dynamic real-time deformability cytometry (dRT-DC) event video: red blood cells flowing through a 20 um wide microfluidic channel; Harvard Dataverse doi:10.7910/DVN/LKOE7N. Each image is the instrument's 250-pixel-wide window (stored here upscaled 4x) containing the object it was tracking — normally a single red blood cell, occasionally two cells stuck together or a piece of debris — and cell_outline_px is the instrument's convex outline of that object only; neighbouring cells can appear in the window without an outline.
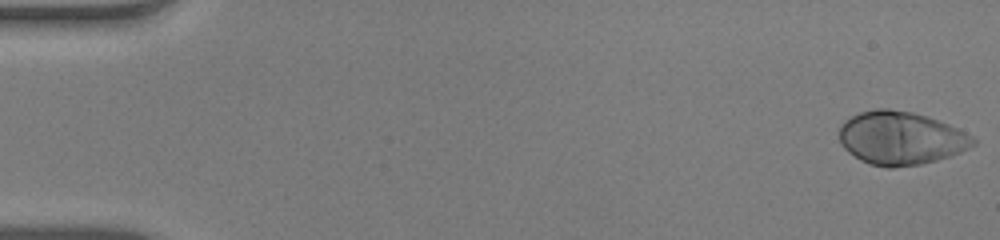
{"species": "human", "species_latin": "Homo sapiens", "temperature_condition": "warm", "stored_images_in_passage": 53, "camera_frame_rate_fps": 3000, "um_per_image_px": 0.085, "donor": {"sex": "male"}, "frame": {"image": 1, "passage_image": 1, "time_ms": 0.0, "image_size_px": [1000, 240], "cell_outline_px": [[976, 144], [960, 152], [936, 160], [920, 164], [892, 168], [888, 168], [868, 164], [860, 160], [848, 152], [840, 144], [840, 124], [844, 120], [860, 112], [876, 108], [888, 108], [912, 112], [928, 116], [948, 124], [972, 136], [976, 140]], "centroid_in_image_um": [76.53, 11.74], "position_along_channel_um": 8.5, "area_um2": 41.62}}
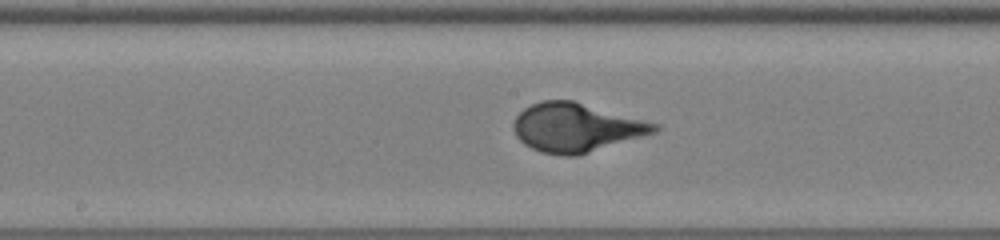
{"frame": {"image": 2, "passage_image": 28, "time_ms": 9.0, "image_size_px": [1000, 240], "cell_outline_px": [[660, 128], [656, 132], [576, 156], [564, 156], [540, 152], [524, 144], [516, 136], [512, 128], [512, 124], [516, 116], [524, 108], [540, 100], [572, 100], [660, 124]], "centroid_in_image_um": [48.95, 10.84], "position_along_channel_um": 199.3, "area_um2": 39.94}}
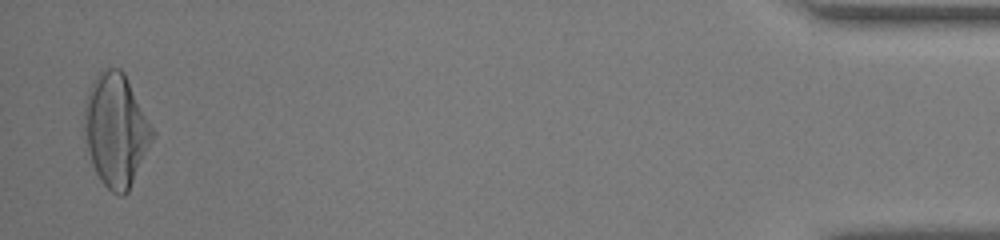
{"frame": {"image": 3, "passage_image": 52, "time_ms": 17.0, "image_size_px": [1000, 240], "cell_outline_px": [[156, 136], [128, 192], [124, 196], [120, 196], [112, 192], [100, 180], [92, 164], [88, 148], [84, 128], [84, 104], [92, 80], [104, 68], [120, 68], [124, 72], [156, 132]], "centroid_in_image_um": [9.89, 11.06], "position_along_channel_um": 425.3, "area_um2": 45.03}}